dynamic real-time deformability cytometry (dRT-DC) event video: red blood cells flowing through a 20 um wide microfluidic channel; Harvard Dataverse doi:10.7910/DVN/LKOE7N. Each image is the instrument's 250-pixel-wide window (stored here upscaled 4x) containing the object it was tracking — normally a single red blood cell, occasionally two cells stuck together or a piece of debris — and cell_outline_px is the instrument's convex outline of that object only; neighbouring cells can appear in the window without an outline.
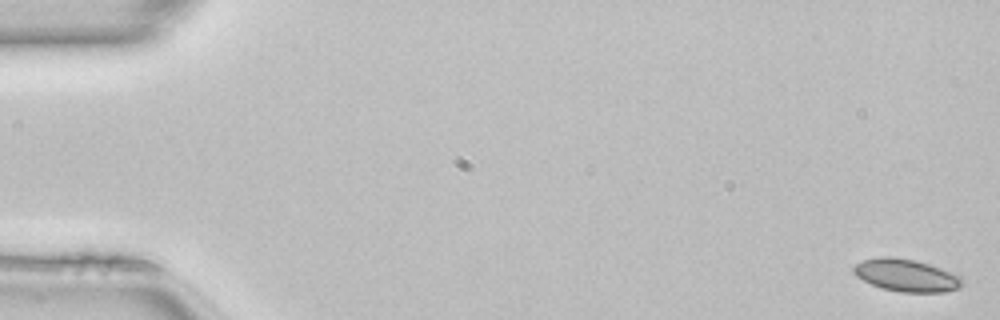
{"species": "common noctule bat (a hibernating species)", "species_latin": "Nyctalus noctula", "temperature_condition": "room temperature", "stored_images_in_passage": 11, "camera_frame_rate_fps": 3000, "um_per_image_px": 0.085, "animal": {"sex": "female", "body_mass_g": 22.7, "forearm_length_mm": 54.2}, "frame": {"image": 1, "passage_image": 1, "time_ms": 0.0, "image_size_px": [1000, 320], "cell_outline_px": [[964, 280], [960, 288], [944, 292], [900, 292], [880, 288], [856, 276], [852, 272], [852, 268], [856, 264], [864, 260], [880, 256], [888, 256], [916, 260], [940, 268], [960, 276]], "centroid_in_image_um": [77.02, 23.4], "position_along_channel_um": 8.0, "area_um2": 20.52}}